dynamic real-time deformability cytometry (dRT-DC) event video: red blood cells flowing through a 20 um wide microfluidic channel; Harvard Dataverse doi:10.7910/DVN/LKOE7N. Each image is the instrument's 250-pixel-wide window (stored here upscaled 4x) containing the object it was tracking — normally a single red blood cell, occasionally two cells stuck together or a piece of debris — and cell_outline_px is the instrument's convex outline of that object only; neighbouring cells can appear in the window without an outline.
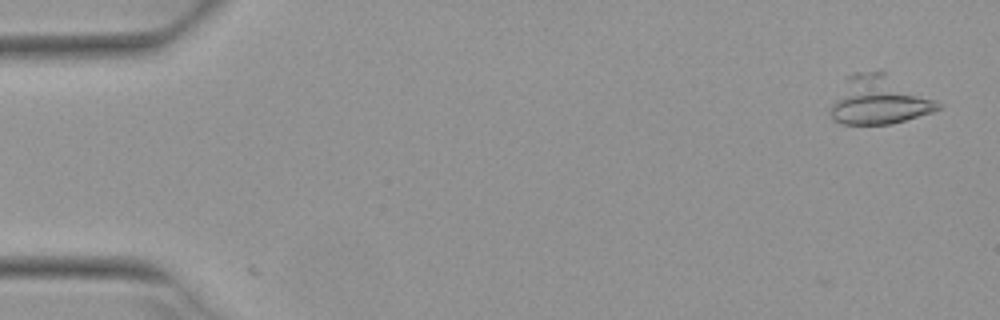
{"species": "Egyptian fruit bat (a non-hibernating species)", "species_latin": "Rousettus aegyptiacus", "temperature_condition": "warm", "stored_images_in_passage": 6, "camera_frame_rate_fps": 3000, "um_per_image_px": 0.085, "animal": {"sex": "female"}, "frame": {"image": 1, "passage_image": 2, "time_ms": 0.333, "image_size_px": [1000, 320], "cell_outline_px": [[944, 104], [940, 108], [932, 112], [892, 124], [844, 124], [832, 120], [828, 112], [832, 104], [848, 76], [856, 72], [884, 72]], "centroid_in_image_um": [74.73, 8.55], "position_along_channel_um": 10.3, "area_um2": 29.94}}
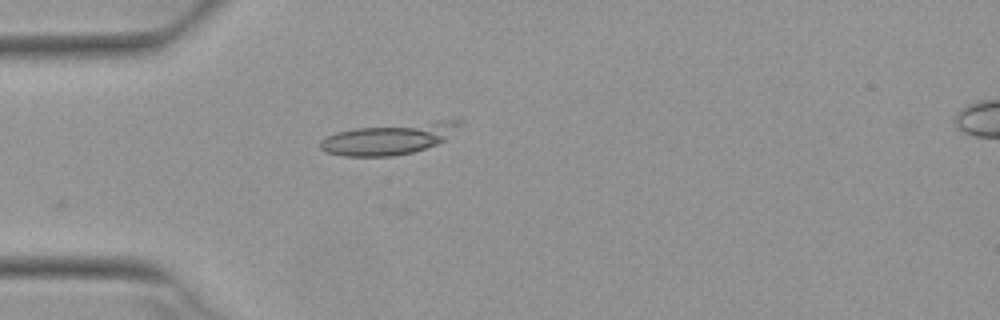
{"frame": {"image": 2, "passage_image": 5, "time_ms": 1.333, "image_size_px": [1000, 320], "cell_outline_px": [[464, 120], [444, 140], [436, 144], [412, 152], [392, 156], [344, 156], [328, 152], [320, 148], [320, 140], [336, 132], [356, 128], [436, 120]], "centroid_in_image_um": [33.04, 11.78], "position_along_channel_um": 52.0, "area_um2": 25.03}}